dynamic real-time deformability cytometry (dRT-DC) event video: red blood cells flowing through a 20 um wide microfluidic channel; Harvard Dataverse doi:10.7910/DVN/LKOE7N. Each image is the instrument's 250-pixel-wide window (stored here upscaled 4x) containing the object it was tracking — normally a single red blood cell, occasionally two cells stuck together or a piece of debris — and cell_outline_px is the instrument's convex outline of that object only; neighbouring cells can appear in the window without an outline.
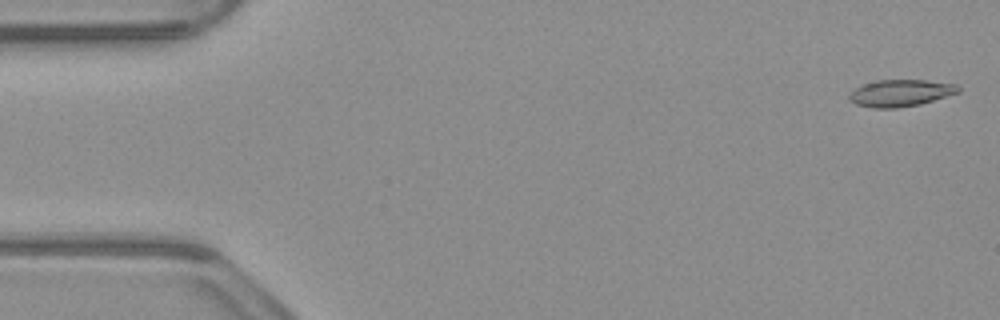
{"species": "common noctule bat (a hibernating species)", "species_latin": "Nyctalus noctula", "temperature_condition": "warm", "stored_images_in_passage": 47, "camera_frame_rate_fps": 3000, "um_per_image_px": 0.085, "animal": {"sex": "male", "body_mass_g": 23.1, "forearm_length_mm": 52.7}, "frame": {"image": 1, "passage_image": 2, "time_ms": 0.333, "image_size_px": [1000, 320], "cell_outline_px": [[960, 92], [920, 104], [896, 108], [872, 108], [856, 104], [848, 100], [848, 96], [856, 88], [864, 84], [876, 80], [924, 80], [956, 84], [960, 88]], "centroid_in_image_um": [76.54, 7.91], "position_along_channel_um": 8.5, "area_um2": 16.99}}
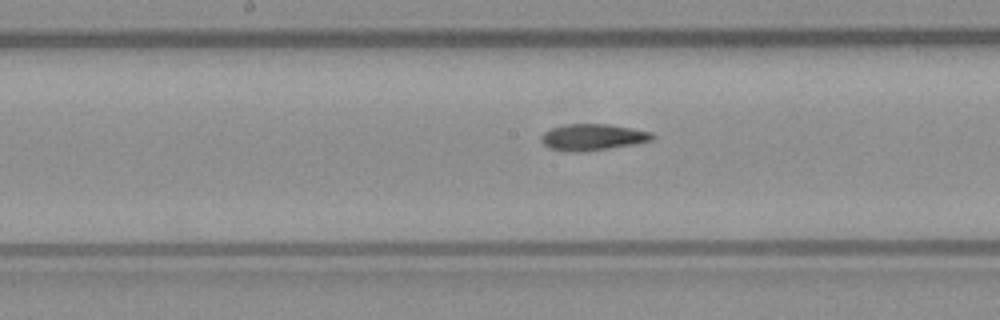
{"frame": {"image": 2, "passage_image": 27, "time_ms": 8.667, "image_size_px": [1000, 320], "cell_outline_px": [[656, 136], [652, 140], [636, 144], [580, 152], [568, 152], [548, 148], [540, 140], [540, 136], [544, 132], [552, 128], [564, 124], [608, 124], [652, 132]], "centroid_in_image_um": [50.36, 11.66], "position_along_channel_um": 197.8, "area_um2": 17.17}}
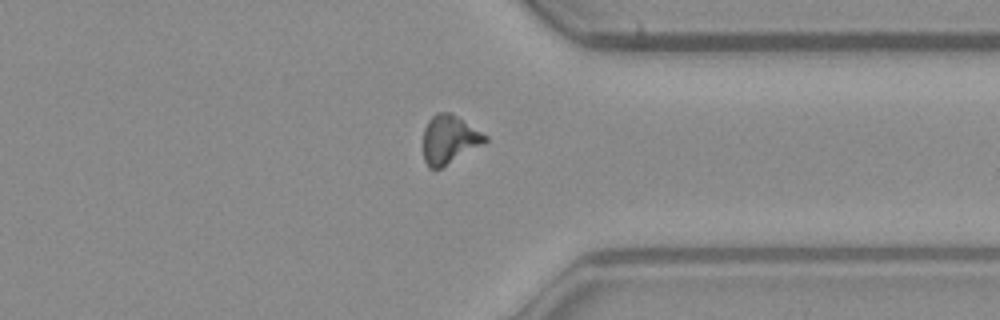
{"frame": {"image": 3, "passage_image": 41, "time_ms": 13.333, "image_size_px": [1000, 320], "cell_outline_px": [[488, 140], [484, 144], [440, 168], [428, 168], [424, 160], [424, 128], [428, 120], [436, 112], [452, 112], [488, 136]], "centroid_in_image_um": [38.2, 11.83], "position_along_channel_um": 373.2, "area_um2": 17.51}, "authors_computed_cell_mechanics": {"area_um2": 17.051, "velocity_mm_per_s": 3.8624, "shape_relaxation_time_tau1_ms": null, "shape_relaxation_time_tau2_ms": 8.3355, "deformation_change_tau1": null, "deformation_change_tau2": 0.1939}}